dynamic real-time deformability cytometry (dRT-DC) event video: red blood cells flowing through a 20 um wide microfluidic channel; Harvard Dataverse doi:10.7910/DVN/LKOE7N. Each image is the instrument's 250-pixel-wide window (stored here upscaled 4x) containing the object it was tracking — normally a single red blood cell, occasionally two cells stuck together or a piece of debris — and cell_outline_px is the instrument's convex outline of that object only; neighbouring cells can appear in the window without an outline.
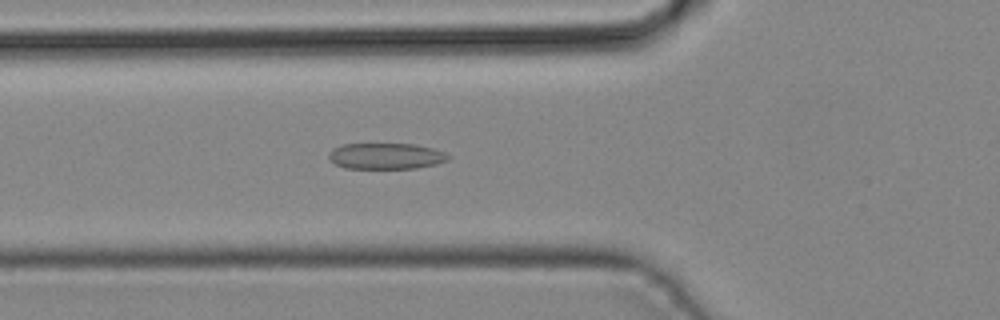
{"species": "common noctule bat (a hibernating species)", "species_latin": "Nyctalus noctula", "temperature_condition": "cold", "stored_images_in_passage": 42, "camera_frame_rate_fps": 3000, "um_per_image_px": 0.085, "animal": {"sex": "male", "body_mass_g": 19.2, "forearm_length_mm": 51.8}, "frame": {"image": 1, "passage_image": 15, "time_ms": 4.667, "image_size_px": [1000, 320], "cell_outline_px": [[452, 156], [448, 160], [436, 164], [416, 168], [344, 168], [328, 160], [328, 152], [332, 148], [340, 144], [416, 144], [432, 148], [444, 152]], "centroid_in_image_um": [32.78, 13.26], "position_along_channel_um": 93.0, "area_um2": 18.32}}
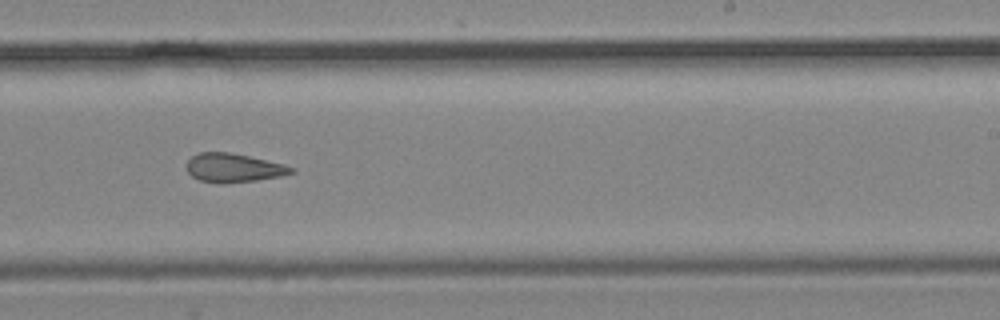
{"frame": {"image": 2, "passage_image": 26, "time_ms": 8.333, "image_size_px": [1000, 320], "cell_outline_px": [[296, 172], [280, 176], [256, 180], [224, 184], [200, 180], [192, 176], [188, 172], [188, 160], [192, 156], [200, 152], [228, 152], [248, 156], [284, 164], [296, 168]], "centroid_in_image_um": [19.88, 14.27], "position_along_channel_um": 269.1, "area_um2": 17.46}}
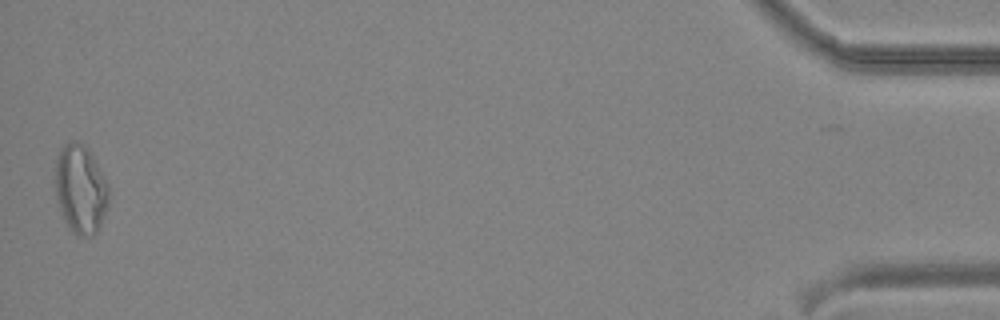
{"frame": {"image": 3, "passage_image": 42, "time_ms": 13.667, "image_size_px": [1000, 320], "cell_outline_px": [[108, 204], [100, 228], [92, 236], [76, 236], [64, 220], [56, 196], [56, 156], [60, 148], [64, 144], [72, 140], [76, 140], [84, 144], [88, 148], [108, 184]], "centroid_in_image_um": [6.85, 16.07], "position_along_channel_um": 428.4, "area_um2": 27.69}}